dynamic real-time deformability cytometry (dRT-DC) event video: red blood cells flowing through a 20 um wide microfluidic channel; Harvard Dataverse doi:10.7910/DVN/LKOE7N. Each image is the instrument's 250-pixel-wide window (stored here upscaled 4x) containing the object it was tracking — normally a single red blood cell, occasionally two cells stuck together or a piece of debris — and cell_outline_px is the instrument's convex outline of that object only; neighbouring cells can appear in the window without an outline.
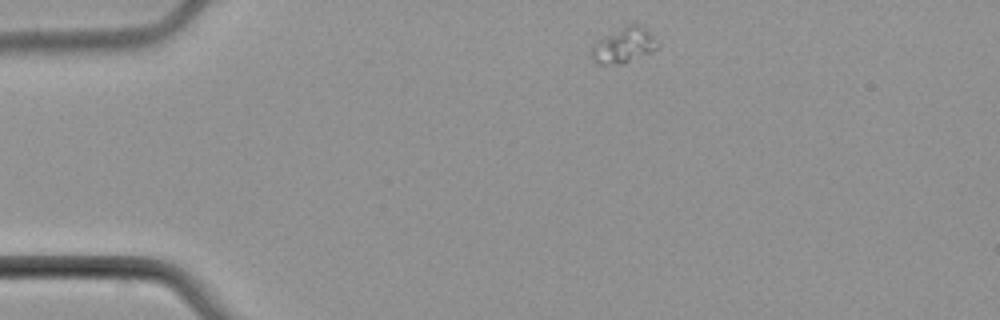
{"species": "common noctule bat (a hibernating species)", "species_latin": "Nyctalus noctula", "temperature_condition": "cold", "stored_images_in_passage": 5, "camera_frame_rate_fps": 3000, "um_per_image_px": 0.085, "animal": {"sex": "male", "body_mass_g": 21.5, "forearm_length_mm": 52.0}, "frame": {"image": 1, "passage_image": 1, "time_ms": 0.0, "image_size_px": [1000, 320], "cell_outline_px": [[660, 44], [652, 52], [620, 64], [600, 64], [592, 60], [592, 44], [596, 40], [628, 24], [636, 24], [644, 28]], "centroid_in_image_um": [53.0, 3.85], "position_along_channel_um": 32.0, "area_um2": 13.35}}
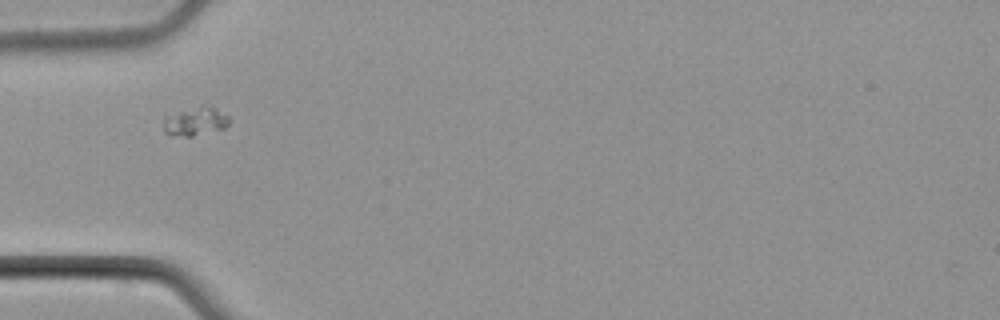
{"frame": {"image": 2, "passage_image": 3, "time_ms": 2.333, "image_size_px": [1000, 320], "cell_outline_px": [[228, 124], [224, 128], [192, 136], [172, 136], [164, 132], [164, 116], [204, 104], [216, 108], [228, 116]], "centroid_in_image_um": [16.58, 10.31], "position_along_channel_um": 68.4, "area_um2": 10.87}}
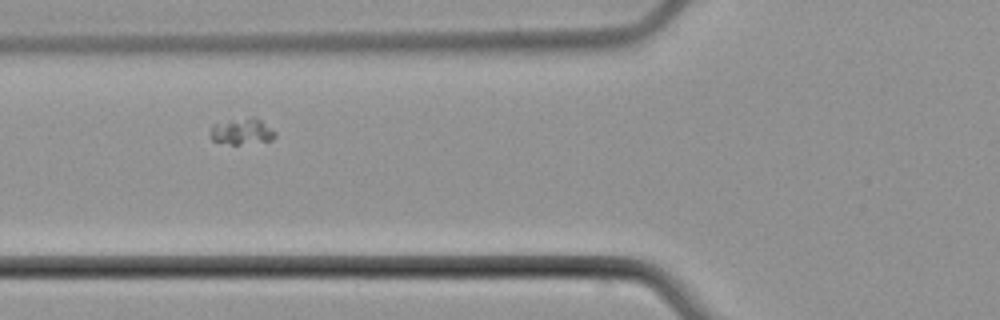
{"frame": {"image": 3, "passage_image": 4, "time_ms": 3.333, "image_size_px": [1000, 320], "cell_outline_px": [[276, 136], [272, 140], [240, 144], [232, 144], [212, 140], [208, 136], [208, 132], [212, 124], [228, 120], [252, 116], [260, 120], [272, 128], [276, 132]], "centroid_in_image_um": [20.53, 11.15], "position_along_channel_um": 105.3, "area_um2": 10.06}}